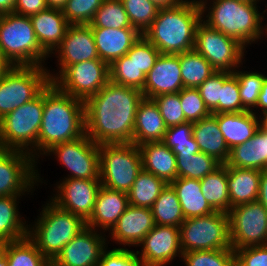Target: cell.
Returning a JSON list of instances; mask_svg holds the SVG:
<instances>
[{
    "mask_svg": "<svg viewBox=\"0 0 267 266\" xmlns=\"http://www.w3.org/2000/svg\"><path fill=\"white\" fill-rule=\"evenodd\" d=\"M142 91L108 81L85 104V134L96 144L132 143Z\"/></svg>",
    "mask_w": 267,
    "mask_h": 266,
    "instance_id": "1",
    "label": "cell"
},
{
    "mask_svg": "<svg viewBox=\"0 0 267 266\" xmlns=\"http://www.w3.org/2000/svg\"><path fill=\"white\" fill-rule=\"evenodd\" d=\"M85 134V104L60 91L52 82L44 89V109L38 134V157L53 146Z\"/></svg>",
    "mask_w": 267,
    "mask_h": 266,
    "instance_id": "2",
    "label": "cell"
},
{
    "mask_svg": "<svg viewBox=\"0 0 267 266\" xmlns=\"http://www.w3.org/2000/svg\"><path fill=\"white\" fill-rule=\"evenodd\" d=\"M198 0H184L180 4L160 8L143 36L161 54H179L194 49L197 25L202 21Z\"/></svg>",
    "mask_w": 267,
    "mask_h": 266,
    "instance_id": "3",
    "label": "cell"
},
{
    "mask_svg": "<svg viewBox=\"0 0 267 266\" xmlns=\"http://www.w3.org/2000/svg\"><path fill=\"white\" fill-rule=\"evenodd\" d=\"M211 2L212 5L207 7V0H199L202 17L208 12L204 18L207 20H202L210 28L236 39L244 47L261 39L265 30L262 25L264 16L258 11L256 5L258 3L241 0H211Z\"/></svg>",
    "mask_w": 267,
    "mask_h": 266,
    "instance_id": "4",
    "label": "cell"
},
{
    "mask_svg": "<svg viewBox=\"0 0 267 266\" xmlns=\"http://www.w3.org/2000/svg\"><path fill=\"white\" fill-rule=\"evenodd\" d=\"M47 202L35 224L31 227L28 225L27 236L52 262L62 248L86 227V221L79 215L59 208L51 200Z\"/></svg>",
    "mask_w": 267,
    "mask_h": 266,
    "instance_id": "5",
    "label": "cell"
},
{
    "mask_svg": "<svg viewBox=\"0 0 267 266\" xmlns=\"http://www.w3.org/2000/svg\"><path fill=\"white\" fill-rule=\"evenodd\" d=\"M0 48L12 66H43L50 57L38 43L30 17L14 12L0 15Z\"/></svg>",
    "mask_w": 267,
    "mask_h": 266,
    "instance_id": "6",
    "label": "cell"
},
{
    "mask_svg": "<svg viewBox=\"0 0 267 266\" xmlns=\"http://www.w3.org/2000/svg\"><path fill=\"white\" fill-rule=\"evenodd\" d=\"M44 109V90L0 120V148L29 153L36 161ZM30 146V147H29Z\"/></svg>",
    "mask_w": 267,
    "mask_h": 266,
    "instance_id": "7",
    "label": "cell"
},
{
    "mask_svg": "<svg viewBox=\"0 0 267 266\" xmlns=\"http://www.w3.org/2000/svg\"><path fill=\"white\" fill-rule=\"evenodd\" d=\"M101 185L128 192L142 170L139 147L133 143L99 144Z\"/></svg>",
    "mask_w": 267,
    "mask_h": 266,
    "instance_id": "8",
    "label": "cell"
},
{
    "mask_svg": "<svg viewBox=\"0 0 267 266\" xmlns=\"http://www.w3.org/2000/svg\"><path fill=\"white\" fill-rule=\"evenodd\" d=\"M45 66H12L0 78V120L32 101L51 82Z\"/></svg>",
    "mask_w": 267,
    "mask_h": 266,
    "instance_id": "9",
    "label": "cell"
},
{
    "mask_svg": "<svg viewBox=\"0 0 267 266\" xmlns=\"http://www.w3.org/2000/svg\"><path fill=\"white\" fill-rule=\"evenodd\" d=\"M182 252L232 249L228 213H214L185 219L180 225Z\"/></svg>",
    "mask_w": 267,
    "mask_h": 266,
    "instance_id": "10",
    "label": "cell"
},
{
    "mask_svg": "<svg viewBox=\"0 0 267 266\" xmlns=\"http://www.w3.org/2000/svg\"><path fill=\"white\" fill-rule=\"evenodd\" d=\"M50 81L62 92L86 101L109 81V65L92 59L67 66L60 74L48 70Z\"/></svg>",
    "mask_w": 267,
    "mask_h": 266,
    "instance_id": "11",
    "label": "cell"
},
{
    "mask_svg": "<svg viewBox=\"0 0 267 266\" xmlns=\"http://www.w3.org/2000/svg\"><path fill=\"white\" fill-rule=\"evenodd\" d=\"M194 50L216 71L233 73L243 64L246 47L236 39L210 28L203 20L197 25ZM241 64V65H240Z\"/></svg>",
    "mask_w": 267,
    "mask_h": 266,
    "instance_id": "12",
    "label": "cell"
},
{
    "mask_svg": "<svg viewBox=\"0 0 267 266\" xmlns=\"http://www.w3.org/2000/svg\"><path fill=\"white\" fill-rule=\"evenodd\" d=\"M228 216L233 250L267 245V210L258 200L232 207Z\"/></svg>",
    "mask_w": 267,
    "mask_h": 266,
    "instance_id": "13",
    "label": "cell"
},
{
    "mask_svg": "<svg viewBox=\"0 0 267 266\" xmlns=\"http://www.w3.org/2000/svg\"><path fill=\"white\" fill-rule=\"evenodd\" d=\"M36 163L29 153L0 148V197H22L25 192L33 191L34 185L43 183Z\"/></svg>",
    "mask_w": 267,
    "mask_h": 266,
    "instance_id": "14",
    "label": "cell"
},
{
    "mask_svg": "<svg viewBox=\"0 0 267 266\" xmlns=\"http://www.w3.org/2000/svg\"><path fill=\"white\" fill-rule=\"evenodd\" d=\"M70 171L66 178L100 179L99 144L94 143L86 134L75 140L53 146L46 152Z\"/></svg>",
    "mask_w": 267,
    "mask_h": 266,
    "instance_id": "15",
    "label": "cell"
},
{
    "mask_svg": "<svg viewBox=\"0 0 267 266\" xmlns=\"http://www.w3.org/2000/svg\"><path fill=\"white\" fill-rule=\"evenodd\" d=\"M58 184L55 192L57 194L50 200L59 208L79 215L86 221L93 212L102 186L100 179L65 178Z\"/></svg>",
    "mask_w": 267,
    "mask_h": 266,
    "instance_id": "16",
    "label": "cell"
},
{
    "mask_svg": "<svg viewBox=\"0 0 267 266\" xmlns=\"http://www.w3.org/2000/svg\"><path fill=\"white\" fill-rule=\"evenodd\" d=\"M142 252L135 251L144 266H166L182 257L180 227L155 224L154 228L138 244Z\"/></svg>",
    "mask_w": 267,
    "mask_h": 266,
    "instance_id": "17",
    "label": "cell"
},
{
    "mask_svg": "<svg viewBox=\"0 0 267 266\" xmlns=\"http://www.w3.org/2000/svg\"><path fill=\"white\" fill-rule=\"evenodd\" d=\"M104 236H103V235ZM105 234L86 226L67 243L51 262V266H98L107 248Z\"/></svg>",
    "mask_w": 267,
    "mask_h": 266,
    "instance_id": "18",
    "label": "cell"
},
{
    "mask_svg": "<svg viewBox=\"0 0 267 266\" xmlns=\"http://www.w3.org/2000/svg\"><path fill=\"white\" fill-rule=\"evenodd\" d=\"M54 51L53 54L58 53L59 74L67 66L99 59L90 24H70L61 44Z\"/></svg>",
    "mask_w": 267,
    "mask_h": 266,
    "instance_id": "19",
    "label": "cell"
},
{
    "mask_svg": "<svg viewBox=\"0 0 267 266\" xmlns=\"http://www.w3.org/2000/svg\"><path fill=\"white\" fill-rule=\"evenodd\" d=\"M183 88L179 54H160L146 75L142 93L144 98L152 99L161 94L178 93Z\"/></svg>",
    "mask_w": 267,
    "mask_h": 266,
    "instance_id": "20",
    "label": "cell"
},
{
    "mask_svg": "<svg viewBox=\"0 0 267 266\" xmlns=\"http://www.w3.org/2000/svg\"><path fill=\"white\" fill-rule=\"evenodd\" d=\"M155 222L150 208L130 205L109 231L115 243L126 248L138 246L143 238L154 228ZM117 241V242H116Z\"/></svg>",
    "mask_w": 267,
    "mask_h": 266,
    "instance_id": "21",
    "label": "cell"
},
{
    "mask_svg": "<svg viewBox=\"0 0 267 266\" xmlns=\"http://www.w3.org/2000/svg\"><path fill=\"white\" fill-rule=\"evenodd\" d=\"M129 206L126 192L112 190L101 186L94 204L91 216L86 220V226L98 231H111L118 219Z\"/></svg>",
    "mask_w": 267,
    "mask_h": 266,
    "instance_id": "22",
    "label": "cell"
},
{
    "mask_svg": "<svg viewBox=\"0 0 267 266\" xmlns=\"http://www.w3.org/2000/svg\"><path fill=\"white\" fill-rule=\"evenodd\" d=\"M99 59L110 65L114 60L126 55L132 45L141 37L133 27L91 28Z\"/></svg>",
    "mask_w": 267,
    "mask_h": 266,
    "instance_id": "23",
    "label": "cell"
},
{
    "mask_svg": "<svg viewBox=\"0 0 267 266\" xmlns=\"http://www.w3.org/2000/svg\"><path fill=\"white\" fill-rule=\"evenodd\" d=\"M32 26L41 48L49 55L61 44L70 23L63 11L47 7L30 16Z\"/></svg>",
    "mask_w": 267,
    "mask_h": 266,
    "instance_id": "24",
    "label": "cell"
},
{
    "mask_svg": "<svg viewBox=\"0 0 267 266\" xmlns=\"http://www.w3.org/2000/svg\"><path fill=\"white\" fill-rule=\"evenodd\" d=\"M226 165L229 167L267 169V130L258 127L253 137L230 149Z\"/></svg>",
    "mask_w": 267,
    "mask_h": 266,
    "instance_id": "25",
    "label": "cell"
},
{
    "mask_svg": "<svg viewBox=\"0 0 267 266\" xmlns=\"http://www.w3.org/2000/svg\"><path fill=\"white\" fill-rule=\"evenodd\" d=\"M166 130L167 127L155 102L143 98L135 116L132 143L139 146L146 142L163 141Z\"/></svg>",
    "mask_w": 267,
    "mask_h": 266,
    "instance_id": "26",
    "label": "cell"
},
{
    "mask_svg": "<svg viewBox=\"0 0 267 266\" xmlns=\"http://www.w3.org/2000/svg\"><path fill=\"white\" fill-rule=\"evenodd\" d=\"M212 115L217 119L218 127L229 149L252 138L259 127V118L255 110L254 112L244 111Z\"/></svg>",
    "mask_w": 267,
    "mask_h": 266,
    "instance_id": "27",
    "label": "cell"
},
{
    "mask_svg": "<svg viewBox=\"0 0 267 266\" xmlns=\"http://www.w3.org/2000/svg\"><path fill=\"white\" fill-rule=\"evenodd\" d=\"M138 147L143 170L163 179L167 184L177 178L176 155L162 141L146 142Z\"/></svg>",
    "mask_w": 267,
    "mask_h": 266,
    "instance_id": "28",
    "label": "cell"
},
{
    "mask_svg": "<svg viewBox=\"0 0 267 266\" xmlns=\"http://www.w3.org/2000/svg\"><path fill=\"white\" fill-rule=\"evenodd\" d=\"M193 137L202 153L213 157L220 164H226L230 149L212 114L193 123Z\"/></svg>",
    "mask_w": 267,
    "mask_h": 266,
    "instance_id": "29",
    "label": "cell"
},
{
    "mask_svg": "<svg viewBox=\"0 0 267 266\" xmlns=\"http://www.w3.org/2000/svg\"><path fill=\"white\" fill-rule=\"evenodd\" d=\"M230 209L234 206L257 201L261 171L227 166Z\"/></svg>",
    "mask_w": 267,
    "mask_h": 266,
    "instance_id": "30",
    "label": "cell"
},
{
    "mask_svg": "<svg viewBox=\"0 0 267 266\" xmlns=\"http://www.w3.org/2000/svg\"><path fill=\"white\" fill-rule=\"evenodd\" d=\"M170 184L177 193L185 219L215 212L203 196L200 180L177 177Z\"/></svg>",
    "mask_w": 267,
    "mask_h": 266,
    "instance_id": "31",
    "label": "cell"
},
{
    "mask_svg": "<svg viewBox=\"0 0 267 266\" xmlns=\"http://www.w3.org/2000/svg\"><path fill=\"white\" fill-rule=\"evenodd\" d=\"M20 196L0 197V244L27 237L28 224L21 220L17 199ZM24 221V222H23ZM26 224V225H25Z\"/></svg>",
    "mask_w": 267,
    "mask_h": 266,
    "instance_id": "32",
    "label": "cell"
},
{
    "mask_svg": "<svg viewBox=\"0 0 267 266\" xmlns=\"http://www.w3.org/2000/svg\"><path fill=\"white\" fill-rule=\"evenodd\" d=\"M227 181L226 164H221L212 173L200 180L203 196L215 211L228 213L230 210Z\"/></svg>",
    "mask_w": 267,
    "mask_h": 266,
    "instance_id": "33",
    "label": "cell"
},
{
    "mask_svg": "<svg viewBox=\"0 0 267 266\" xmlns=\"http://www.w3.org/2000/svg\"><path fill=\"white\" fill-rule=\"evenodd\" d=\"M150 209L157 225L180 227L185 220L177 193L170 183L162 189Z\"/></svg>",
    "mask_w": 267,
    "mask_h": 266,
    "instance_id": "34",
    "label": "cell"
},
{
    "mask_svg": "<svg viewBox=\"0 0 267 266\" xmlns=\"http://www.w3.org/2000/svg\"><path fill=\"white\" fill-rule=\"evenodd\" d=\"M166 185L167 183L163 179L142 169L127 192L129 204L151 208Z\"/></svg>",
    "mask_w": 267,
    "mask_h": 266,
    "instance_id": "35",
    "label": "cell"
},
{
    "mask_svg": "<svg viewBox=\"0 0 267 266\" xmlns=\"http://www.w3.org/2000/svg\"><path fill=\"white\" fill-rule=\"evenodd\" d=\"M181 77L184 88H198L216 70L194 49L179 53Z\"/></svg>",
    "mask_w": 267,
    "mask_h": 266,
    "instance_id": "36",
    "label": "cell"
},
{
    "mask_svg": "<svg viewBox=\"0 0 267 266\" xmlns=\"http://www.w3.org/2000/svg\"><path fill=\"white\" fill-rule=\"evenodd\" d=\"M4 247L8 266H51V262L27 237L1 244Z\"/></svg>",
    "mask_w": 267,
    "mask_h": 266,
    "instance_id": "37",
    "label": "cell"
},
{
    "mask_svg": "<svg viewBox=\"0 0 267 266\" xmlns=\"http://www.w3.org/2000/svg\"><path fill=\"white\" fill-rule=\"evenodd\" d=\"M221 164L201 151L193 155H176L177 177L201 180Z\"/></svg>",
    "mask_w": 267,
    "mask_h": 266,
    "instance_id": "38",
    "label": "cell"
},
{
    "mask_svg": "<svg viewBox=\"0 0 267 266\" xmlns=\"http://www.w3.org/2000/svg\"><path fill=\"white\" fill-rule=\"evenodd\" d=\"M91 28L132 27L121 0H104L90 23Z\"/></svg>",
    "mask_w": 267,
    "mask_h": 266,
    "instance_id": "39",
    "label": "cell"
},
{
    "mask_svg": "<svg viewBox=\"0 0 267 266\" xmlns=\"http://www.w3.org/2000/svg\"><path fill=\"white\" fill-rule=\"evenodd\" d=\"M109 80L142 91L146 75L138 69L133 60L124 55L109 65Z\"/></svg>",
    "mask_w": 267,
    "mask_h": 266,
    "instance_id": "40",
    "label": "cell"
},
{
    "mask_svg": "<svg viewBox=\"0 0 267 266\" xmlns=\"http://www.w3.org/2000/svg\"><path fill=\"white\" fill-rule=\"evenodd\" d=\"M162 142L168 146L175 155H193L200 152L199 146L193 137L192 122L168 127Z\"/></svg>",
    "mask_w": 267,
    "mask_h": 266,
    "instance_id": "41",
    "label": "cell"
},
{
    "mask_svg": "<svg viewBox=\"0 0 267 266\" xmlns=\"http://www.w3.org/2000/svg\"><path fill=\"white\" fill-rule=\"evenodd\" d=\"M233 74L238 79L242 107L246 111L253 112L254 108L257 105L263 81L267 76L265 74L259 73L258 71L247 72L235 70Z\"/></svg>",
    "mask_w": 267,
    "mask_h": 266,
    "instance_id": "42",
    "label": "cell"
},
{
    "mask_svg": "<svg viewBox=\"0 0 267 266\" xmlns=\"http://www.w3.org/2000/svg\"><path fill=\"white\" fill-rule=\"evenodd\" d=\"M129 21L141 35L149 28L159 10L150 0H121Z\"/></svg>",
    "mask_w": 267,
    "mask_h": 266,
    "instance_id": "43",
    "label": "cell"
},
{
    "mask_svg": "<svg viewBox=\"0 0 267 266\" xmlns=\"http://www.w3.org/2000/svg\"><path fill=\"white\" fill-rule=\"evenodd\" d=\"M186 266H235L233 249L198 250L182 254Z\"/></svg>",
    "mask_w": 267,
    "mask_h": 266,
    "instance_id": "44",
    "label": "cell"
},
{
    "mask_svg": "<svg viewBox=\"0 0 267 266\" xmlns=\"http://www.w3.org/2000/svg\"><path fill=\"white\" fill-rule=\"evenodd\" d=\"M242 107L237 77L228 71H222V89L220 94V113H241Z\"/></svg>",
    "mask_w": 267,
    "mask_h": 266,
    "instance_id": "45",
    "label": "cell"
},
{
    "mask_svg": "<svg viewBox=\"0 0 267 266\" xmlns=\"http://www.w3.org/2000/svg\"><path fill=\"white\" fill-rule=\"evenodd\" d=\"M104 0H67L62 9L70 24H90Z\"/></svg>",
    "mask_w": 267,
    "mask_h": 266,
    "instance_id": "46",
    "label": "cell"
},
{
    "mask_svg": "<svg viewBox=\"0 0 267 266\" xmlns=\"http://www.w3.org/2000/svg\"><path fill=\"white\" fill-rule=\"evenodd\" d=\"M152 100L159 108L167 128L186 123L180 101V92L161 94L152 98Z\"/></svg>",
    "mask_w": 267,
    "mask_h": 266,
    "instance_id": "47",
    "label": "cell"
},
{
    "mask_svg": "<svg viewBox=\"0 0 267 266\" xmlns=\"http://www.w3.org/2000/svg\"><path fill=\"white\" fill-rule=\"evenodd\" d=\"M180 101L186 122H197L212 113L206 107L198 88H183L180 91Z\"/></svg>",
    "mask_w": 267,
    "mask_h": 266,
    "instance_id": "48",
    "label": "cell"
},
{
    "mask_svg": "<svg viewBox=\"0 0 267 266\" xmlns=\"http://www.w3.org/2000/svg\"><path fill=\"white\" fill-rule=\"evenodd\" d=\"M161 53L143 35L126 54L145 75L152 69Z\"/></svg>",
    "mask_w": 267,
    "mask_h": 266,
    "instance_id": "49",
    "label": "cell"
},
{
    "mask_svg": "<svg viewBox=\"0 0 267 266\" xmlns=\"http://www.w3.org/2000/svg\"><path fill=\"white\" fill-rule=\"evenodd\" d=\"M221 89L222 71H216L198 87L201 98L212 114L220 113Z\"/></svg>",
    "mask_w": 267,
    "mask_h": 266,
    "instance_id": "50",
    "label": "cell"
},
{
    "mask_svg": "<svg viewBox=\"0 0 267 266\" xmlns=\"http://www.w3.org/2000/svg\"><path fill=\"white\" fill-rule=\"evenodd\" d=\"M98 266H144L137 253L127 248H114L102 252Z\"/></svg>",
    "mask_w": 267,
    "mask_h": 266,
    "instance_id": "51",
    "label": "cell"
},
{
    "mask_svg": "<svg viewBox=\"0 0 267 266\" xmlns=\"http://www.w3.org/2000/svg\"><path fill=\"white\" fill-rule=\"evenodd\" d=\"M235 266H267V245L235 249Z\"/></svg>",
    "mask_w": 267,
    "mask_h": 266,
    "instance_id": "52",
    "label": "cell"
},
{
    "mask_svg": "<svg viewBox=\"0 0 267 266\" xmlns=\"http://www.w3.org/2000/svg\"><path fill=\"white\" fill-rule=\"evenodd\" d=\"M46 8L45 0H16L13 12L30 17Z\"/></svg>",
    "mask_w": 267,
    "mask_h": 266,
    "instance_id": "53",
    "label": "cell"
},
{
    "mask_svg": "<svg viewBox=\"0 0 267 266\" xmlns=\"http://www.w3.org/2000/svg\"><path fill=\"white\" fill-rule=\"evenodd\" d=\"M257 200L267 210V169L261 171L259 193Z\"/></svg>",
    "mask_w": 267,
    "mask_h": 266,
    "instance_id": "54",
    "label": "cell"
},
{
    "mask_svg": "<svg viewBox=\"0 0 267 266\" xmlns=\"http://www.w3.org/2000/svg\"><path fill=\"white\" fill-rule=\"evenodd\" d=\"M256 109L260 108L262 109V113L267 110V77L263 81L262 89L260 91L257 105L255 107Z\"/></svg>",
    "mask_w": 267,
    "mask_h": 266,
    "instance_id": "55",
    "label": "cell"
},
{
    "mask_svg": "<svg viewBox=\"0 0 267 266\" xmlns=\"http://www.w3.org/2000/svg\"><path fill=\"white\" fill-rule=\"evenodd\" d=\"M16 0H0V15L13 12Z\"/></svg>",
    "mask_w": 267,
    "mask_h": 266,
    "instance_id": "56",
    "label": "cell"
},
{
    "mask_svg": "<svg viewBox=\"0 0 267 266\" xmlns=\"http://www.w3.org/2000/svg\"><path fill=\"white\" fill-rule=\"evenodd\" d=\"M150 1L153 2L156 5V7L160 9V8H168L176 6L181 2H183L184 0H150Z\"/></svg>",
    "mask_w": 267,
    "mask_h": 266,
    "instance_id": "57",
    "label": "cell"
},
{
    "mask_svg": "<svg viewBox=\"0 0 267 266\" xmlns=\"http://www.w3.org/2000/svg\"><path fill=\"white\" fill-rule=\"evenodd\" d=\"M12 67V65L4 58L0 48V78Z\"/></svg>",
    "mask_w": 267,
    "mask_h": 266,
    "instance_id": "58",
    "label": "cell"
},
{
    "mask_svg": "<svg viewBox=\"0 0 267 266\" xmlns=\"http://www.w3.org/2000/svg\"><path fill=\"white\" fill-rule=\"evenodd\" d=\"M67 0H45L47 7L62 10Z\"/></svg>",
    "mask_w": 267,
    "mask_h": 266,
    "instance_id": "59",
    "label": "cell"
},
{
    "mask_svg": "<svg viewBox=\"0 0 267 266\" xmlns=\"http://www.w3.org/2000/svg\"><path fill=\"white\" fill-rule=\"evenodd\" d=\"M263 116H259V126L265 130H267V110L263 113H260Z\"/></svg>",
    "mask_w": 267,
    "mask_h": 266,
    "instance_id": "60",
    "label": "cell"
},
{
    "mask_svg": "<svg viewBox=\"0 0 267 266\" xmlns=\"http://www.w3.org/2000/svg\"><path fill=\"white\" fill-rule=\"evenodd\" d=\"M0 266H8L4 247L0 244Z\"/></svg>",
    "mask_w": 267,
    "mask_h": 266,
    "instance_id": "61",
    "label": "cell"
},
{
    "mask_svg": "<svg viewBox=\"0 0 267 266\" xmlns=\"http://www.w3.org/2000/svg\"><path fill=\"white\" fill-rule=\"evenodd\" d=\"M241 1H246V2H250V3H259L260 0H241Z\"/></svg>",
    "mask_w": 267,
    "mask_h": 266,
    "instance_id": "62",
    "label": "cell"
},
{
    "mask_svg": "<svg viewBox=\"0 0 267 266\" xmlns=\"http://www.w3.org/2000/svg\"><path fill=\"white\" fill-rule=\"evenodd\" d=\"M264 29H265V35L267 36V34H266L267 33V26L266 25H265Z\"/></svg>",
    "mask_w": 267,
    "mask_h": 266,
    "instance_id": "63",
    "label": "cell"
}]
</instances>
